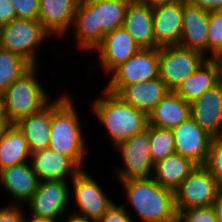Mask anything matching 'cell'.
Listing matches in <instances>:
<instances>
[{"label": "cell", "mask_w": 222, "mask_h": 222, "mask_svg": "<svg viewBox=\"0 0 222 222\" xmlns=\"http://www.w3.org/2000/svg\"><path fill=\"white\" fill-rule=\"evenodd\" d=\"M212 207L215 210L217 222H222V190L217 194Z\"/></svg>", "instance_id": "74e56055"}, {"label": "cell", "mask_w": 222, "mask_h": 222, "mask_svg": "<svg viewBox=\"0 0 222 222\" xmlns=\"http://www.w3.org/2000/svg\"><path fill=\"white\" fill-rule=\"evenodd\" d=\"M221 191L203 165H197L174 191L176 210L212 206Z\"/></svg>", "instance_id": "8fae6325"}, {"label": "cell", "mask_w": 222, "mask_h": 222, "mask_svg": "<svg viewBox=\"0 0 222 222\" xmlns=\"http://www.w3.org/2000/svg\"><path fill=\"white\" fill-rule=\"evenodd\" d=\"M16 125L24 133L32 153L48 149L51 131V102Z\"/></svg>", "instance_id": "484cf974"}, {"label": "cell", "mask_w": 222, "mask_h": 222, "mask_svg": "<svg viewBox=\"0 0 222 222\" xmlns=\"http://www.w3.org/2000/svg\"><path fill=\"white\" fill-rule=\"evenodd\" d=\"M31 67L20 55L0 48V92L3 93Z\"/></svg>", "instance_id": "83f0119b"}, {"label": "cell", "mask_w": 222, "mask_h": 222, "mask_svg": "<svg viewBox=\"0 0 222 222\" xmlns=\"http://www.w3.org/2000/svg\"><path fill=\"white\" fill-rule=\"evenodd\" d=\"M128 5L121 0H80L71 28L77 50L92 52L105 34L122 27Z\"/></svg>", "instance_id": "6da1fadb"}, {"label": "cell", "mask_w": 222, "mask_h": 222, "mask_svg": "<svg viewBox=\"0 0 222 222\" xmlns=\"http://www.w3.org/2000/svg\"><path fill=\"white\" fill-rule=\"evenodd\" d=\"M50 37L39 20L16 18L0 27V48L20 55L32 66H40L39 48Z\"/></svg>", "instance_id": "8992f818"}, {"label": "cell", "mask_w": 222, "mask_h": 222, "mask_svg": "<svg viewBox=\"0 0 222 222\" xmlns=\"http://www.w3.org/2000/svg\"><path fill=\"white\" fill-rule=\"evenodd\" d=\"M123 27L142 49L159 48L155 42L152 7L138 2L128 5Z\"/></svg>", "instance_id": "7402d4cb"}, {"label": "cell", "mask_w": 222, "mask_h": 222, "mask_svg": "<svg viewBox=\"0 0 222 222\" xmlns=\"http://www.w3.org/2000/svg\"><path fill=\"white\" fill-rule=\"evenodd\" d=\"M222 81V67L213 59H207L177 89L176 93L188 103L198 99L204 92Z\"/></svg>", "instance_id": "cb8c5ba5"}, {"label": "cell", "mask_w": 222, "mask_h": 222, "mask_svg": "<svg viewBox=\"0 0 222 222\" xmlns=\"http://www.w3.org/2000/svg\"><path fill=\"white\" fill-rule=\"evenodd\" d=\"M18 19L38 20L39 0H11Z\"/></svg>", "instance_id": "d6a6232c"}, {"label": "cell", "mask_w": 222, "mask_h": 222, "mask_svg": "<svg viewBox=\"0 0 222 222\" xmlns=\"http://www.w3.org/2000/svg\"><path fill=\"white\" fill-rule=\"evenodd\" d=\"M11 125L12 123L9 120H0V141L3 139L6 131Z\"/></svg>", "instance_id": "60d3db41"}, {"label": "cell", "mask_w": 222, "mask_h": 222, "mask_svg": "<svg viewBox=\"0 0 222 222\" xmlns=\"http://www.w3.org/2000/svg\"><path fill=\"white\" fill-rule=\"evenodd\" d=\"M108 76L105 89L117 94L124 86L159 77V48L140 49Z\"/></svg>", "instance_id": "9c48e42d"}, {"label": "cell", "mask_w": 222, "mask_h": 222, "mask_svg": "<svg viewBox=\"0 0 222 222\" xmlns=\"http://www.w3.org/2000/svg\"><path fill=\"white\" fill-rule=\"evenodd\" d=\"M190 5L207 12L222 11V0H186Z\"/></svg>", "instance_id": "8d00e7d4"}, {"label": "cell", "mask_w": 222, "mask_h": 222, "mask_svg": "<svg viewBox=\"0 0 222 222\" xmlns=\"http://www.w3.org/2000/svg\"><path fill=\"white\" fill-rule=\"evenodd\" d=\"M25 222H59V219H50V218H43V217H35L30 216L26 217Z\"/></svg>", "instance_id": "ab89813d"}, {"label": "cell", "mask_w": 222, "mask_h": 222, "mask_svg": "<svg viewBox=\"0 0 222 222\" xmlns=\"http://www.w3.org/2000/svg\"><path fill=\"white\" fill-rule=\"evenodd\" d=\"M92 102V112L105 127L111 145L115 147L148 126V115L123 101L118 95L103 88Z\"/></svg>", "instance_id": "277c9868"}, {"label": "cell", "mask_w": 222, "mask_h": 222, "mask_svg": "<svg viewBox=\"0 0 222 222\" xmlns=\"http://www.w3.org/2000/svg\"><path fill=\"white\" fill-rule=\"evenodd\" d=\"M69 185L65 180L40 181L37 191L26 203L30 216L62 219L72 203Z\"/></svg>", "instance_id": "7c38bea8"}, {"label": "cell", "mask_w": 222, "mask_h": 222, "mask_svg": "<svg viewBox=\"0 0 222 222\" xmlns=\"http://www.w3.org/2000/svg\"><path fill=\"white\" fill-rule=\"evenodd\" d=\"M175 153L203 165L214 137L204 131L191 117L171 129Z\"/></svg>", "instance_id": "5bb4252c"}, {"label": "cell", "mask_w": 222, "mask_h": 222, "mask_svg": "<svg viewBox=\"0 0 222 222\" xmlns=\"http://www.w3.org/2000/svg\"><path fill=\"white\" fill-rule=\"evenodd\" d=\"M39 183L30 161L0 170L1 188L12 199L8 204L22 205L28 202L37 191Z\"/></svg>", "instance_id": "2e32d148"}, {"label": "cell", "mask_w": 222, "mask_h": 222, "mask_svg": "<svg viewBox=\"0 0 222 222\" xmlns=\"http://www.w3.org/2000/svg\"><path fill=\"white\" fill-rule=\"evenodd\" d=\"M39 69L32 66L3 92L6 117L12 124L40 111L54 99L42 86Z\"/></svg>", "instance_id": "5b68a950"}, {"label": "cell", "mask_w": 222, "mask_h": 222, "mask_svg": "<svg viewBox=\"0 0 222 222\" xmlns=\"http://www.w3.org/2000/svg\"><path fill=\"white\" fill-rule=\"evenodd\" d=\"M31 154L24 133L12 124L0 141V170L29 162Z\"/></svg>", "instance_id": "4316f807"}, {"label": "cell", "mask_w": 222, "mask_h": 222, "mask_svg": "<svg viewBox=\"0 0 222 222\" xmlns=\"http://www.w3.org/2000/svg\"><path fill=\"white\" fill-rule=\"evenodd\" d=\"M90 173L82 169L72 180L70 192L73 195L70 197L75 199V205L78 209H73L72 212L82 215L91 221L97 222L102 215L108 211L114 201L97 183V179L93 178ZM73 190V191H72Z\"/></svg>", "instance_id": "30bf717a"}, {"label": "cell", "mask_w": 222, "mask_h": 222, "mask_svg": "<svg viewBox=\"0 0 222 222\" xmlns=\"http://www.w3.org/2000/svg\"><path fill=\"white\" fill-rule=\"evenodd\" d=\"M203 166L222 190V137L213 138Z\"/></svg>", "instance_id": "4dcf8cb0"}, {"label": "cell", "mask_w": 222, "mask_h": 222, "mask_svg": "<svg viewBox=\"0 0 222 222\" xmlns=\"http://www.w3.org/2000/svg\"><path fill=\"white\" fill-rule=\"evenodd\" d=\"M125 204L113 203L97 222H135Z\"/></svg>", "instance_id": "836d02e7"}, {"label": "cell", "mask_w": 222, "mask_h": 222, "mask_svg": "<svg viewBox=\"0 0 222 222\" xmlns=\"http://www.w3.org/2000/svg\"><path fill=\"white\" fill-rule=\"evenodd\" d=\"M150 151L154 163L175 154L172 131L150 125Z\"/></svg>", "instance_id": "f1b7e54d"}, {"label": "cell", "mask_w": 222, "mask_h": 222, "mask_svg": "<svg viewBox=\"0 0 222 222\" xmlns=\"http://www.w3.org/2000/svg\"><path fill=\"white\" fill-rule=\"evenodd\" d=\"M168 92L169 89L158 77L126 85L116 95L148 115Z\"/></svg>", "instance_id": "603a6c76"}, {"label": "cell", "mask_w": 222, "mask_h": 222, "mask_svg": "<svg viewBox=\"0 0 222 222\" xmlns=\"http://www.w3.org/2000/svg\"><path fill=\"white\" fill-rule=\"evenodd\" d=\"M191 118L212 137H222V81L191 103Z\"/></svg>", "instance_id": "ac0fdd59"}, {"label": "cell", "mask_w": 222, "mask_h": 222, "mask_svg": "<svg viewBox=\"0 0 222 222\" xmlns=\"http://www.w3.org/2000/svg\"><path fill=\"white\" fill-rule=\"evenodd\" d=\"M141 47L131 34L122 26L105 34L101 43L93 50L98 54L99 67L103 75H109L116 67L126 62Z\"/></svg>", "instance_id": "4fadbf2b"}, {"label": "cell", "mask_w": 222, "mask_h": 222, "mask_svg": "<svg viewBox=\"0 0 222 222\" xmlns=\"http://www.w3.org/2000/svg\"><path fill=\"white\" fill-rule=\"evenodd\" d=\"M74 100L64 92L51 101V131L48 148L69 157L81 170L88 154L82 119ZM86 153V154H85ZM84 166V167H83Z\"/></svg>", "instance_id": "7a4b0ae2"}, {"label": "cell", "mask_w": 222, "mask_h": 222, "mask_svg": "<svg viewBox=\"0 0 222 222\" xmlns=\"http://www.w3.org/2000/svg\"><path fill=\"white\" fill-rule=\"evenodd\" d=\"M121 1L127 2V3H129V4L140 2V0H121Z\"/></svg>", "instance_id": "f6af8a7d"}, {"label": "cell", "mask_w": 222, "mask_h": 222, "mask_svg": "<svg viewBox=\"0 0 222 222\" xmlns=\"http://www.w3.org/2000/svg\"><path fill=\"white\" fill-rule=\"evenodd\" d=\"M30 162L33 171L40 181H70L81 171L69 157L52 151L49 148L32 153Z\"/></svg>", "instance_id": "ffe728a7"}, {"label": "cell", "mask_w": 222, "mask_h": 222, "mask_svg": "<svg viewBox=\"0 0 222 222\" xmlns=\"http://www.w3.org/2000/svg\"><path fill=\"white\" fill-rule=\"evenodd\" d=\"M16 19V14L11 0H0V26Z\"/></svg>", "instance_id": "d590c367"}, {"label": "cell", "mask_w": 222, "mask_h": 222, "mask_svg": "<svg viewBox=\"0 0 222 222\" xmlns=\"http://www.w3.org/2000/svg\"><path fill=\"white\" fill-rule=\"evenodd\" d=\"M0 120H8L5 113L4 96L0 92Z\"/></svg>", "instance_id": "7bdbcfd3"}, {"label": "cell", "mask_w": 222, "mask_h": 222, "mask_svg": "<svg viewBox=\"0 0 222 222\" xmlns=\"http://www.w3.org/2000/svg\"><path fill=\"white\" fill-rule=\"evenodd\" d=\"M209 12L183 0L182 33L179 46L197 50L207 57Z\"/></svg>", "instance_id": "d6986e66"}, {"label": "cell", "mask_w": 222, "mask_h": 222, "mask_svg": "<svg viewBox=\"0 0 222 222\" xmlns=\"http://www.w3.org/2000/svg\"><path fill=\"white\" fill-rule=\"evenodd\" d=\"M22 205L7 204L0 208V222H25L26 211Z\"/></svg>", "instance_id": "e575fe53"}, {"label": "cell", "mask_w": 222, "mask_h": 222, "mask_svg": "<svg viewBox=\"0 0 222 222\" xmlns=\"http://www.w3.org/2000/svg\"><path fill=\"white\" fill-rule=\"evenodd\" d=\"M178 222H217L212 206L176 210Z\"/></svg>", "instance_id": "1f68e13d"}, {"label": "cell", "mask_w": 222, "mask_h": 222, "mask_svg": "<svg viewBox=\"0 0 222 222\" xmlns=\"http://www.w3.org/2000/svg\"><path fill=\"white\" fill-rule=\"evenodd\" d=\"M222 49V11L209 12L207 58L213 59Z\"/></svg>", "instance_id": "f546056e"}, {"label": "cell", "mask_w": 222, "mask_h": 222, "mask_svg": "<svg viewBox=\"0 0 222 222\" xmlns=\"http://www.w3.org/2000/svg\"><path fill=\"white\" fill-rule=\"evenodd\" d=\"M221 67H222V49L221 51L213 58Z\"/></svg>", "instance_id": "ee69618b"}, {"label": "cell", "mask_w": 222, "mask_h": 222, "mask_svg": "<svg viewBox=\"0 0 222 222\" xmlns=\"http://www.w3.org/2000/svg\"><path fill=\"white\" fill-rule=\"evenodd\" d=\"M207 59L203 53L179 45L160 47L159 78L175 92Z\"/></svg>", "instance_id": "ba28073f"}, {"label": "cell", "mask_w": 222, "mask_h": 222, "mask_svg": "<svg viewBox=\"0 0 222 222\" xmlns=\"http://www.w3.org/2000/svg\"><path fill=\"white\" fill-rule=\"evenodd\" d=\"M126 204L141 222H173L176 220L174 191L160 186L152 177L121 181Z\"/></svg>", "instance_id": "3957f363"}, {"label": "cell", "mask_w": 222, "mask_h": 222, "mask_svg": "<svg viewBox=\"0 0 222 222\" xmlns=\"http://www.w3.org/2000/svg\"><path fill=\"white\" fill-rule=\"evenodd\" d=\"M174 0H140L141 3L147 4L150 7L159 5V4H164V3H169Z\"/></svg>", "instance_id": "b9f144b4"}, {"label": "cell", "mask_w": 222, "mask_h": 222, "mask_svg": "<svg viewBox=\"0 0 222 222\" xmlns=\"http://www.w3.org/2000/svg\"><path fill=\"white\" fill-rule=\"evenodd\" d=\"M196 166L191 159L175 153L154 163L152 178L160 186L175 191Z\"/></svg>", "instance_id": "d4e9b609"}, {"label": "cell", "mask_w": 222, "mask_h": 222, "mask_svg": "<svg viewBox=\"0 0 222 222\" xmlns=\"http://www.w3.org/2000/svg\"><path fill=\"white\" fill-rule=\"evenodd\" d=\"M70 214V216H66V213H65V218H66V222H94V221H91L90 219L82 216V215H79V214H76L74 212H71L70 211L68 212Z\"/></svg>", "instance_id": "f35d334b"}, {"label": "cell", "mask_w": 222, "mask_h": 222, "mask_svg": "<svg viewBox=\"0 0 222 222\" xmlns=\"http://www.w3.org/2000/svg\"><path fill=\"white\" fill-rule=\"evenodd\" d=\"M115 148L119 150L123 162L121 168L115 167L113 171L119 182L152 177L154 162L150 151V125L143 132L122 141Z\"/></svg>", "instance_id": "52a82bcc"}, {"label": "cell", "mask_w": 222, "mask_h": 222, "mask_svg": "<svg viewBox=\"0 0 222 222\" xmlns=\"http://www.w3.org/2000/svg\"><path fill=\"white\" fill-rule=\"evenodd\" d=\"M80 0H39L38 20L54 39L71 33L74 16ZM57 37V38H56Z\"/></svg>", "instance_id": "e0dca14e"}, {"label": "cell", "mask_w": 222, "mask_h": 222, "mask_svg": "<svg viewBox=\"0 0 222 222\" xmlns=\"http://www.w3.org/2000/svg\"><path fill=\"white\" fill-rule=\"evenodd\" d=\"M152 13L156 45L159 48L179 45L182 33L183 0L153 6Z\"/></svg>", "instance_id": "9a60e30c"}, {"label": "cell", "mask_w": 222, "mask_h": 222, "mask_svg": "<svg viewBox=\"0 0 222 222\" xmlns=\"http://www.w3.org/2000/svg\"><path fill=\"white\" fill-rule=\"evenodd\" d=\"M191 117V104L176 92L169 91L148 114V125L160 129H173Z\"/></svg>", "instance_id": "44dd1931"}]
</instances>
